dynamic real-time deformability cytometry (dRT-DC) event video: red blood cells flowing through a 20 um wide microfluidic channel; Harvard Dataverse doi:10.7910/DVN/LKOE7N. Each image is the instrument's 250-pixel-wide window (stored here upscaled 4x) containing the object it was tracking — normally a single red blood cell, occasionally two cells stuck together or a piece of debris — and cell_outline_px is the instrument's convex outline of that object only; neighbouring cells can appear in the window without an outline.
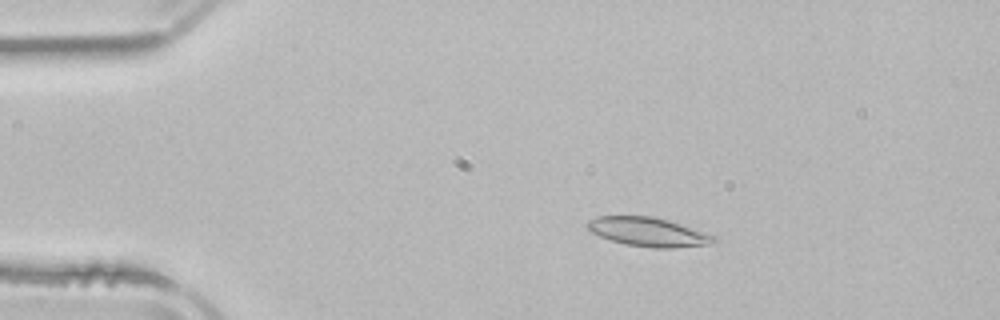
{"species": "common noctule bat (a hibernating species)", "species_latin": "Nyctalus noctula", "temperature_condition": "room temperature", "stored_images_in_passage": 4, "camera_frame_rate_fps": 3000, "um_per_image_px": 0.085, "animal": {"sex": "male", "body_mass_g": 21.5, "forearm_length_mm": 52.0}, "frame": {"image": 1, "passage_image": 3, "time_ms": 3.0, "image_size_px": [1000, 320], "cell_outline_px": [[716, 240], [712, 244], [672, 248], [652, 248], [624, 244], [600, 236], [592, 232], [584, 224], [588, 220], [596, 216], [652, 216], [668, 220], [716, 236]], "centroid_in_image_um": [55.08, 19.71], "position_along_channel_um": 29.9, "area_um2": 21.33}}